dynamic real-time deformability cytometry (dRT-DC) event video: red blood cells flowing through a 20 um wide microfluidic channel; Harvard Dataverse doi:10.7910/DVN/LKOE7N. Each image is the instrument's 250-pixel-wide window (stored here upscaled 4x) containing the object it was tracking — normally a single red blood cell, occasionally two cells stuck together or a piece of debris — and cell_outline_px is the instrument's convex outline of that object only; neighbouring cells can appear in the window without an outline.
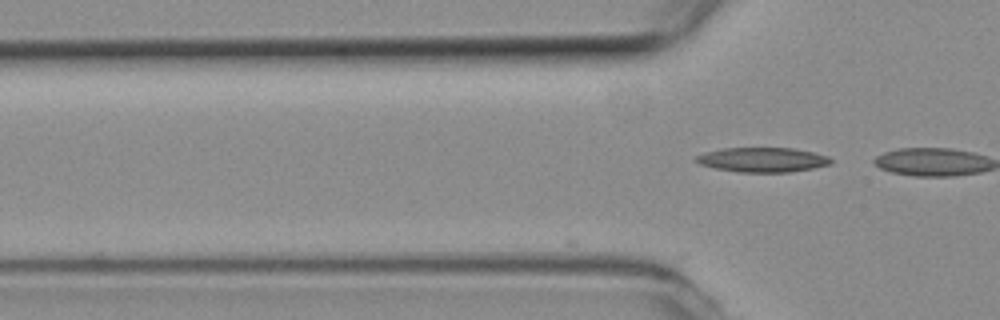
{"species": "common noctule bat (a hibernating species)", "species_latin": "Nyctalus noctula", "temperature_condition": "room temperature", "stored_images_in_passage": 8, "camera_frame_rate_fps": 3000, "um_per_image_px": 0.085, "animal": {"sex": "female", "body_mass_g": 19.3, "forearm_length_mm": 54.1}, "frame": {"image": 1, "passage_image": 4, "time_ms": 1.0, "image_size_px": [1000, 320], "cell_outline_px": [[832, 164], [812, 168], [788, 172], [736, 172], [716, 168], [700, 164], [692, 160], [696, 156], [704, 152], [724, 148], [792, 148], [812, 152], [828, 156], [832, 160]], "centroid_in_image_um": [64.78, 13.58], "position_along_channel_um": 61.0, "area_um2": 19.31}}
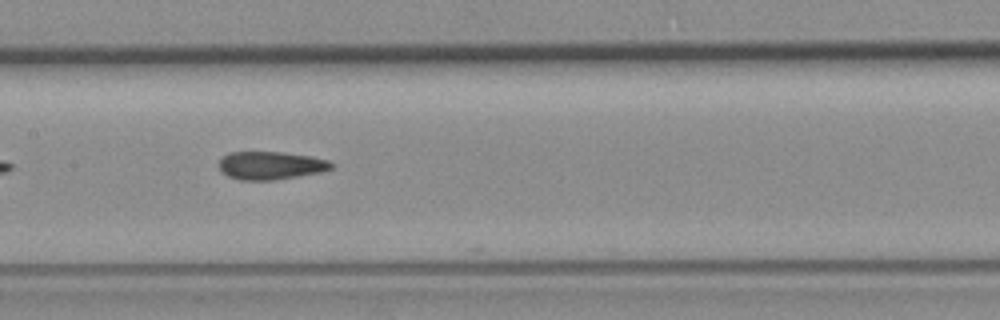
{"frame": {"image": 2, "passage_image": 7, "time_ms": 2.0, "image_size_px": [1000, 320], "cell_outline_px": [[336, 164], [332, 168], [320, 172], [276, 180], [240, 180], [228, 176], [220, 172], [220, 156], [228, 152], [280, 152], [312, 156], [328, 160]], "centroid_in_image_um": [23.0, 14.06], "position_along_channel_um": 184.4, "area_um2": 18.55}}
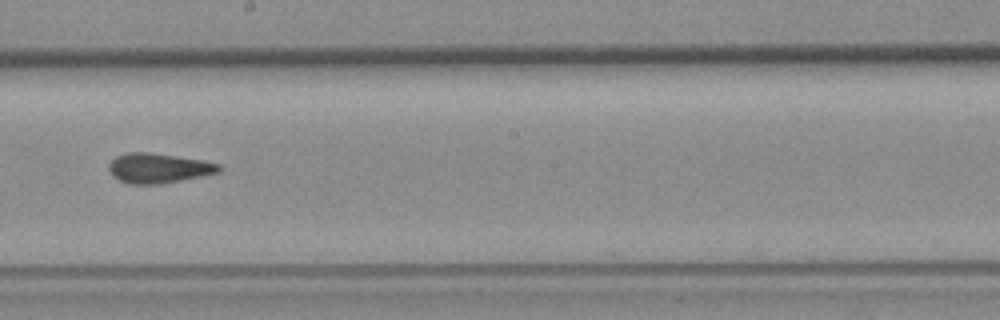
{"frame": {"image": 3, "passage_image": 8, "time_ms": 2.333, "image_size_px": [1000, 320], "cell_outline_px": [[224, 168], [220, 172], [160, 184], [128, 184], [112, 176], [108, 168], [108, 164], [116, 156], [128, 152], [148, 152], [204, 160], [220, 164]], "centroid_in_image_um": [13.47, 14.29], "position_along_channel_um": 234.7, "area_um2": 19.19}}